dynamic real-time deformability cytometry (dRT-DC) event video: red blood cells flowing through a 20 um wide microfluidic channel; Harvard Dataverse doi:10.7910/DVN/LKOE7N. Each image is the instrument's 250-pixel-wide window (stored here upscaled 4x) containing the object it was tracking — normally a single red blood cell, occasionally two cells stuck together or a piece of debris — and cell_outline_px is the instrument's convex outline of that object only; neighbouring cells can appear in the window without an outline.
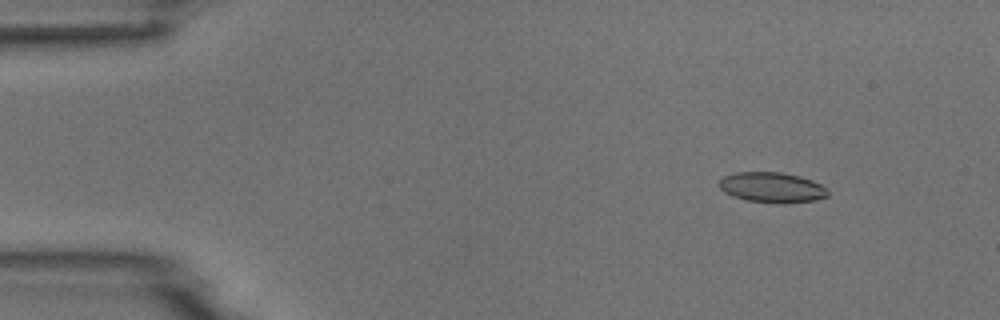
{"species": "common noctule bat (a hibernating species)", "species_latin": "Nyctalus noctula", "temperature_condition": "room temperature", "stored_images_in_passage": 6, "camera_frame_rate_fps": 3000, "um_per_image_px": 0.085, "animal": {"sex": "male", "body_mass_g": 18.8}, "frame": {"image": 1, "passage_image": 2, "time_ms": 1.0, "image_size_px": [1000, 320], "cell_outline_px": [[828, 196], [816, 200], [784, 204], [780, 204], [748, 200], [732, 196], [724, 192], [720, 188], [720, 180], [724, 176], [732, 172], [780, 172], [800, 176], [812, 180], [828, 188]], "centroid_in_image_um": [65.64, 15.93], "position_along_channel_um": 19.4, "area_um2": 19.36}}
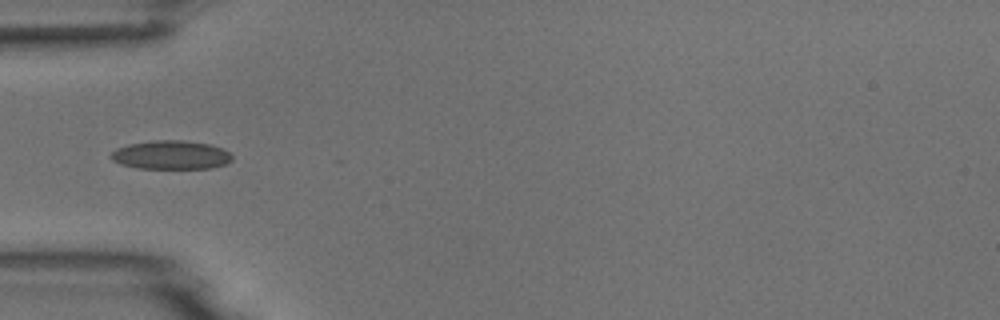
{"frame": {"image": 2, "passage_image": 5, "time_ms": 4.667, "image_size_px": [1000, 320], "cell_outline_px": [[232, 160], [224, 164], [212, 168], [136, 168], [120, 164], [112, 160], [108, 156], [116, 148], [128, 144], [152, 140], [180, 140], [208, 144], [220, 148], [228, 152], [232, 156]], "centroid_in_image_um": [14.47, 13.17], "position_along_channel_um": 70.5, "area_um2": 20.23}}